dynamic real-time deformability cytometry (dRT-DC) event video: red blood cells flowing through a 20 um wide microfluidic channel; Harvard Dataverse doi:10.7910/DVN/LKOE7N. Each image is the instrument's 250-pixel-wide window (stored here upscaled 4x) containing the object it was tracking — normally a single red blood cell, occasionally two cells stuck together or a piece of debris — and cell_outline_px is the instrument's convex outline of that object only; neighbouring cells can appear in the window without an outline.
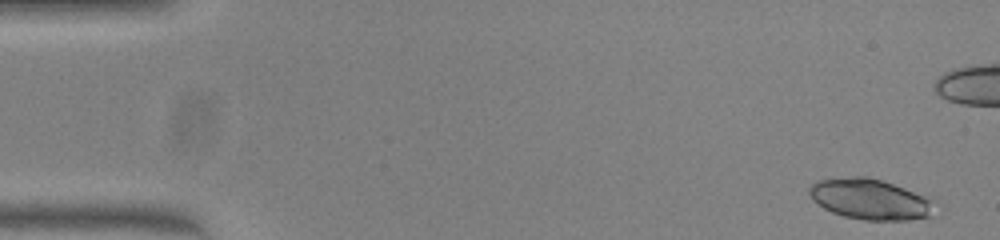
{"species": "common noctule bat (a hibernating species)", "species_latin": "Nyctalus noctula", "temperature_condition": "warm", "stored_images_in_passage": 51, "camera_frame_rate_fps": 3000, "um_per_image_px": 0.085, "animal": {"sex": "female", "body_mass_g": 23.0, "forearm_length_mm": 53.4}, "frame": {"image": 1, "passage_image": 2, "time_ms": 0.333, "image_size_px": [1000, 240], "cell_outline_px": [[932, 200], [928, 216], [908, 220], [864, 220], [844, 216], [832, 212], [824, 208], [812, 200], [808, 192], [808, 188], [816, 180], [852, 176], [868, 176], [904, 188], [924, 196]], "centroid_in_image_um": [73.84, 16.92], "position_along_channel_um": 11.2, "area_um2": 29.19}}